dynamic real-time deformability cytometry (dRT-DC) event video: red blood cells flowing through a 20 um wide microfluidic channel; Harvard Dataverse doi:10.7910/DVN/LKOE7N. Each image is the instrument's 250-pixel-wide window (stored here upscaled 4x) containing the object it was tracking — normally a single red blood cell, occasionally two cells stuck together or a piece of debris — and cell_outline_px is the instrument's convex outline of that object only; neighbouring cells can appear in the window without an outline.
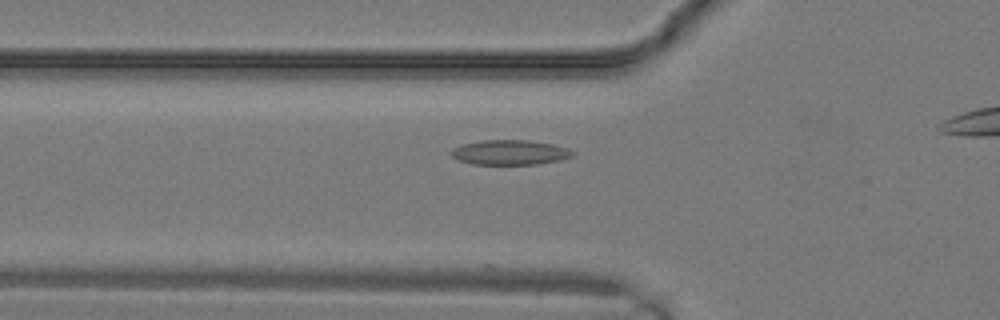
{"species": "common noctule bat (a hibernating species)", "species_latin": "Nyctalus noctula", "temperature_condition": "warm", "stored_images_in_passage": 5, "camera_frame_rate_fps": 3000, "um_per_image_px": 0.085, "animal": {"sex": "male", "body_mass_g": 19.2, "forearm_length_mm": 51.8}, "frame": {"image": 1, "passage_image": 3, "time_ms": 0.667, "image_size_px": [1000, 320], "cell_outline_px": [[576, 152], [572, 156], [560, 160], [536, 164], [472, 164], [460, 160], [452, 156], [452, 148], [464, 144], [480, 140], [528, 140], [552, 144]], "centroid_in_image_um": [43.34, 12.95], "position_along_channel_um": 82.5, "area_um2": 17.34}}
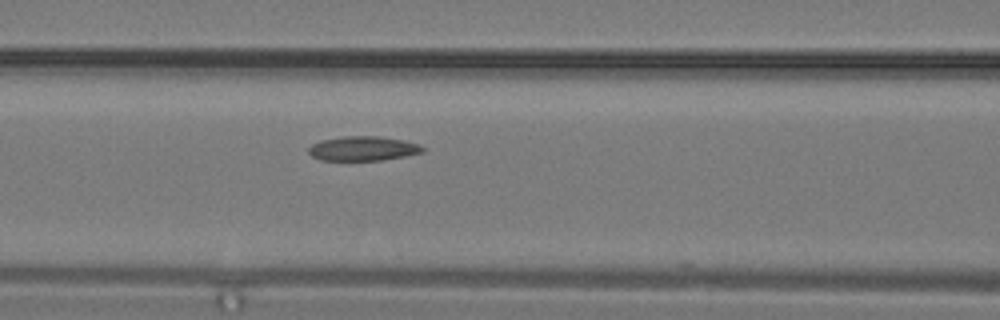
{"frame": {"image": 2, "passage_image": 5, "time_ms": 1.333, "image_size_px": [1000, 320], "cell_outline_px": [[424, 152], [404, 156], [380, 160], [320, 160], [312, 156], [308, 152], [308, 148], [312, 144], [320, 140], [344, 136], [380, 136], [404, 140], [420, 144], [424, 148]], "centroid_in_image_um": [30.85, 12.61], "position_along_channel_um": 135.7, "area_um2": 16.3}}